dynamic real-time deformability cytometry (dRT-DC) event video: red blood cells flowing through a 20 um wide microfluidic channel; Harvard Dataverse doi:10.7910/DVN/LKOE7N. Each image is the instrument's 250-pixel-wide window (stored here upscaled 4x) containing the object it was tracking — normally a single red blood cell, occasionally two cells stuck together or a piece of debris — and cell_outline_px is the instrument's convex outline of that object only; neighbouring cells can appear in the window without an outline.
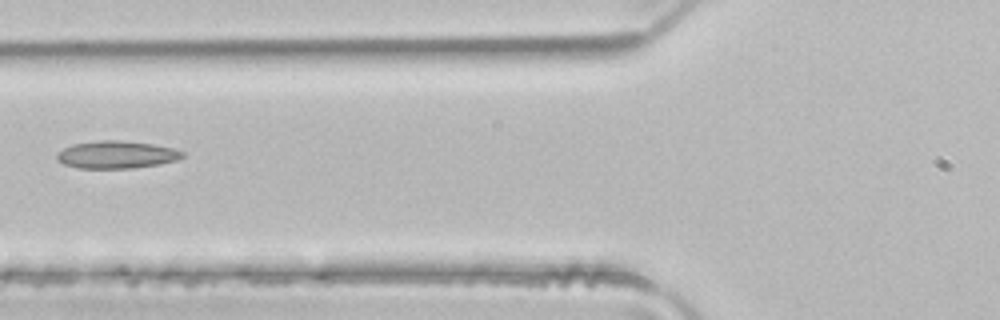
{"species": "common noctule bat (a hibernating species)", "species_latin": "Nyctalus noctula", "temperature_condition": "room temperature", "stored_images_in_passage": 4, "camera_frame_rate_fps": 3000, "um_per_image_px": 0.085, "animal": {"sex": "male", "body_mass_g": 21.5, "forearm_length_mm": 52.0}, "frame": {"image": 1, "passage_image": 4, "time_ms": 1.0, "image_size_px": [1000, 320], "cell_outline_px": [[184, 156], [176, 160], [160, 164], [132, 168], [76, 168], [64, 164], [56, 156], [56, 152], [72, 144], [100, 140], [120, 140], [152, 144], [172, 148], [184, 152]], "centroid_in_image_um": [9.89, 13.14], "position_along_channel_um": 115.9, "area_um2": 20.06}}